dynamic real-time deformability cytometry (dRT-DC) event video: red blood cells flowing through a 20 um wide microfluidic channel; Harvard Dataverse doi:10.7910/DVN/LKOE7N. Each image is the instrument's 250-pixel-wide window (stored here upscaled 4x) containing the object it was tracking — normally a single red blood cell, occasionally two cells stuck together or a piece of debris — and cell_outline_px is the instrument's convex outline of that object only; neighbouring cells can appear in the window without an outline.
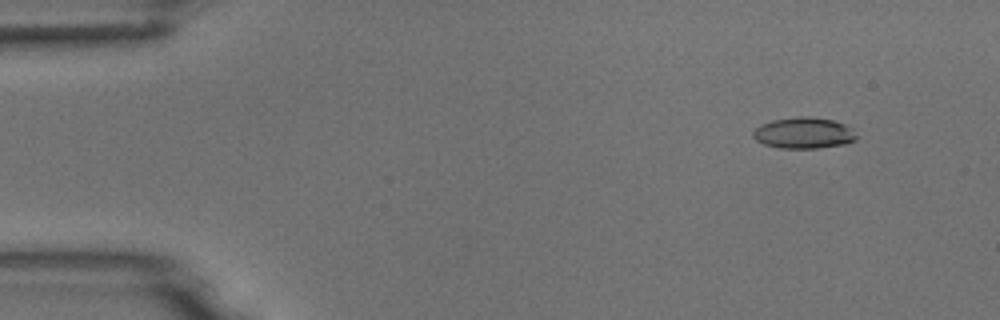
{"species": "common noctule bat (a hibernating species)", "species_latin": "Nyctalus noctula", "temperature_condition": "room temperature", "stored_images_in_passage": 4, "camera_frame_rate_fps": 3000, "um_per_image_px": 0.085, "animal": {"sex": "male", "body_mass_g": 18.8}, "frame": {"image": 1, "passage_image": 1, "time_ms": 0.0, "image_size_px": [1000, 320], "cell_outline_px": [[856, 140], [844, 144], [816, 148], [780, 148], [764, 144], [756, 140], [752, 136], [752, 132], [760, 124], [772, 120], [796, 116], [804, 116], [832, 120], [844, 124], [852, 128], [856, 136]], "centroid_in_image_um": [68.29, 11.3], "position_along_channel_um": 16.7, "area_um2": 18.73}}
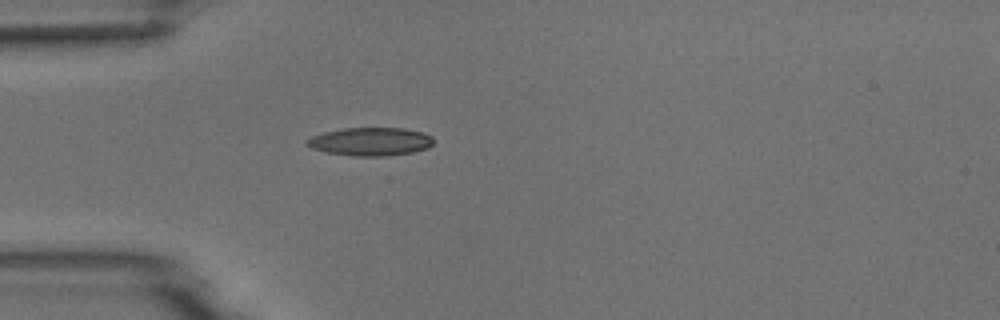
{"frame": {"image": 2, "passage_image": 4, "time_ms": 3.333, "image_size_px": [1000, 320], "cell_outline_px": [[432, 144], [428, 148], [412, 152], [388, 156], [352, 156], [324, 152], [312, 148], [304, 144], [312, 136], [324, 132], [344, 128], [404, 128], [424, 132], [432, 136]], "centroid_in_image_um": [31.49, 12.04], "position_along_channel_um": 53.5, "area_um2": 20.92}}